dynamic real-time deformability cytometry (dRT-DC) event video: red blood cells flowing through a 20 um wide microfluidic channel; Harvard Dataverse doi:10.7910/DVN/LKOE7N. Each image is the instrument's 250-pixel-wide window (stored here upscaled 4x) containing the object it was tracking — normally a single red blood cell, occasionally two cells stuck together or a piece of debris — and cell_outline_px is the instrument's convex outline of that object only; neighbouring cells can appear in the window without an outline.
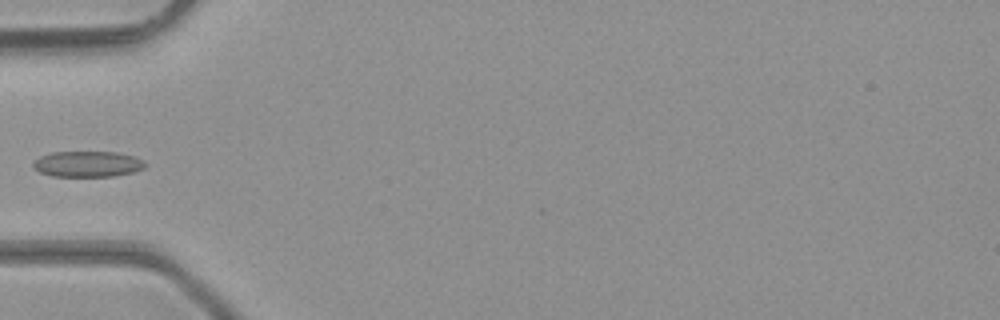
{"species": "common noctule bat (a hibernating species)", "species_latin": "Nyctalus noctula", "temperature_condition": "room temperature", "stored_images_in_passage": 3, "camera_frame_rate_fps": 3000, "um_per_image_px": 0.085, "animal": {"sex": "male", "body_mass_g": 23.1, "forearm_length_mm": 52.7}, "frame": {"image": 1, "passage_image": 3, "time_ms": 0.667, "image_size_px": [1000, 320], "cell_outline_px": [[148, 164], [144, 168], [136, 172], [112, 176], [52, 176], [40, 172], [32, 164], [40, 156], [52, 152], [116, 152], [136, 156], [144, 160]], "centroid_in_image_um": [7.52, 13.94], "position_along_channel_um": 77.5, "area_um2": 16.94}}